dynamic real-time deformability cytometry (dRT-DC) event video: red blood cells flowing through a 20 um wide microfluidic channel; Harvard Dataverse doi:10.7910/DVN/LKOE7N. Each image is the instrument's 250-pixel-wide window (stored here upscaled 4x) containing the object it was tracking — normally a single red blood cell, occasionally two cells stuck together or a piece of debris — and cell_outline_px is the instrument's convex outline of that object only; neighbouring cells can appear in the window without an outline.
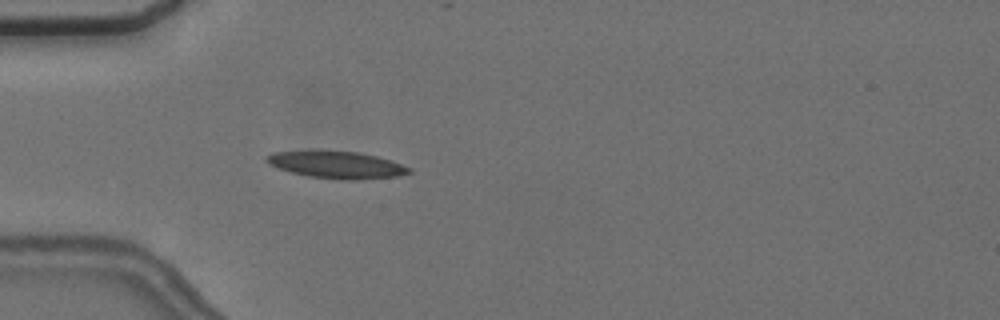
{"species": "common noctule bat (a hibernating species)", "species_latin": "Nyctalus noctula", "temperature_condition": "cold", "stored_images_in_passage": 5, "camera_frame_rate_fps": 3000, "um_per_image_px": 0.085, "animal": {"sex": "female", "body_mass_g": 24.6, "forearm_length_mm": 56.2}, "frame": {"image": 1, "passage_image": 5, "time_ms": 4.667, "image_size_px": [1000, 320], "cell_outline_px": [[412, 172], [396, 176], [356, 180], [348, 180], [308, 176], [276, 168], [268, 164], [264, 160], [264, 156], [272, 152], [320, 148], [356, 152], [376, 156], [412, 168]], "centroid_in_image_um": [28.49, 13.96], "position_along_channel_um": 56.5, "area_um2": 23.12}}